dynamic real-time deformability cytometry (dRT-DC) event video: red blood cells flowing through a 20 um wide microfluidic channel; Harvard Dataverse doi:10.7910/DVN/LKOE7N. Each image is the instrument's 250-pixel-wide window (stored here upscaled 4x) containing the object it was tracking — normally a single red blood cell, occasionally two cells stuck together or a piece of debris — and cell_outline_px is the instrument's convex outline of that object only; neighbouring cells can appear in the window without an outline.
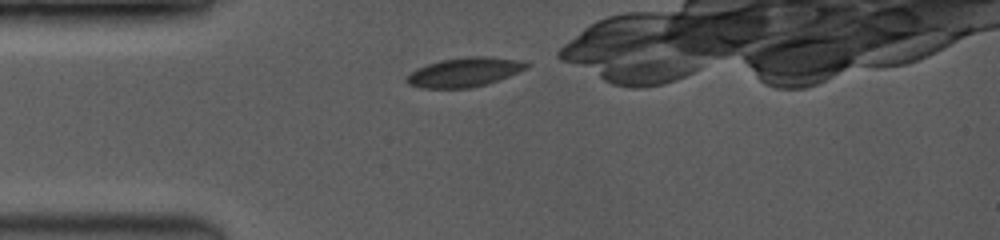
{"species": "common noctule bat (a hibernating species)", "species_latin": "Nyctalus noctula", "temperature_condition": "room temperature", "stored_images_in_passage": 16, "camera_frame_rate_fps": 3500, "um_per_image_px": 0.085, "animal": {"sex": "female", "body_mass_g": 19.0, "forearm_length_mm": 53.3}, "frame": {"image": 1, "passage_image": 1, "time_ms": 0.0, "image_size_px": [1000, 240], "cell_outline_px": [[528, 68], [488, 84], [468, 88], [420, 88], [408, 84], [404, 80], [412, 72], [428, 64], [440, 60], [476, 56], [484, 56], [520, 60], [528, 64]], "centroid_in_image_um": [39.48, 6.15], "position_along_channel_um": 45.5, "area_um2": 20.11}}
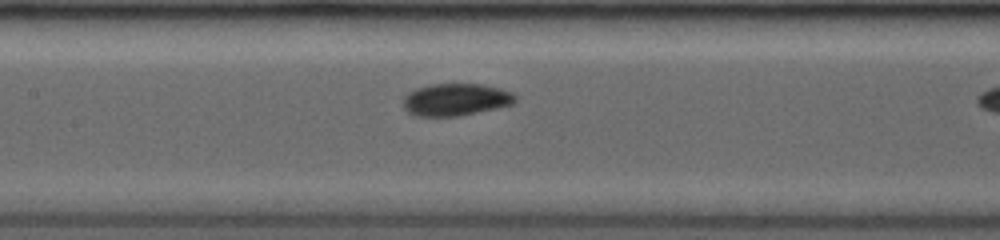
{"frame": {"image": 2, "passage_image": 11, "time_ms": 3.429, "image_size_px": [1000, 240], "cell_outline_px": [[516, 100], [512, 104], [496, 108], [456, 116], [416, 116], [408, 112], [404, 108], [404, 96], [408, 92], [416, 88], [432, 84], [480, 84], [500, 88], [512, 92], [516, 96]], "centroid_in_image_um": [38.72, 8.46], "position_along_channel_um": 168.7, "area_um2": 20.92}}
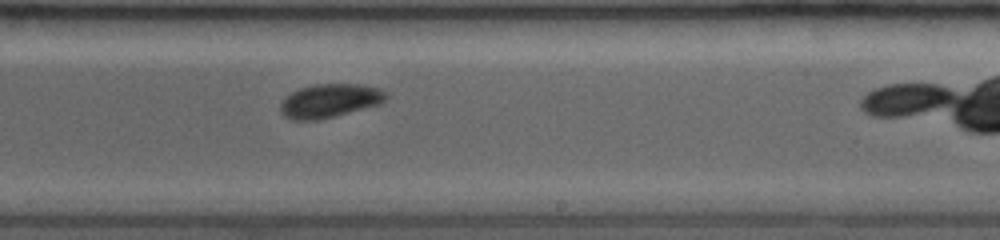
{"frame": {"image": 3, "passage_image": 16, "time_ms": 5.714, "image_size_px": [1000, 240], "cell_outline_px": [[388, 96], [380, 104], [336, 116], [320, 120], [292, 120], [284, 116], [280, 112], [280, 104], [292, 92], [300, 88], [312, 84], [356, 84], [380, 88]], "centroid_in_image_um": [28.01, 8.57], "position_along_channel_um": 261.0, "area_um2": 20.69}}